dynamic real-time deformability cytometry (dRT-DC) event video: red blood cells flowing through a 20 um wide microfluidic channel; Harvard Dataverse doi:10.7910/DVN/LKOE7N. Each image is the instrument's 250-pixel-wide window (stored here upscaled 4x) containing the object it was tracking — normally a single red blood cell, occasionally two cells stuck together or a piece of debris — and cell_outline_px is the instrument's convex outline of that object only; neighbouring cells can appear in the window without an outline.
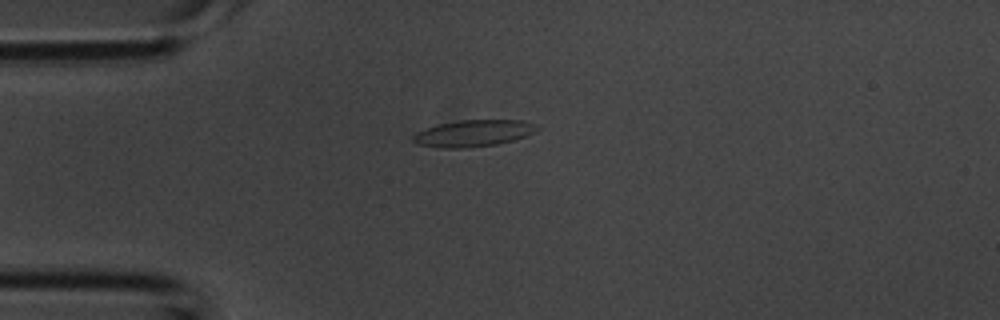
{"species": "common noctule bat (a hibernating species)", "species_latin": "Nyctalus noctula", "temperature_condition": "room temperature", "stored_images_in_passage": 2, "camera_frame_rate_fps": 3000, "um_per_image_px": 0.085, "animal": {"sex": "male", "body_mass_g": 20.1, "forearm_length_mm": 53.5}, "frame": {"image": 1, "passage_image": 1, "time_ms": 0.0, "image_size_px": [1000, 320], "cell_outline_px": [[540, 128], [528, 136], [496, 144], [464, 148], [440, 148], [420, 144], [412, 140], [412, 136], [416, 132], [424, 128], [440, 124], [460, 120], [524, 120]], "centroid_in_image_um": [40.23, 11.32], "position_along_channel_um": 44.8, "area_um2": 19.13}}
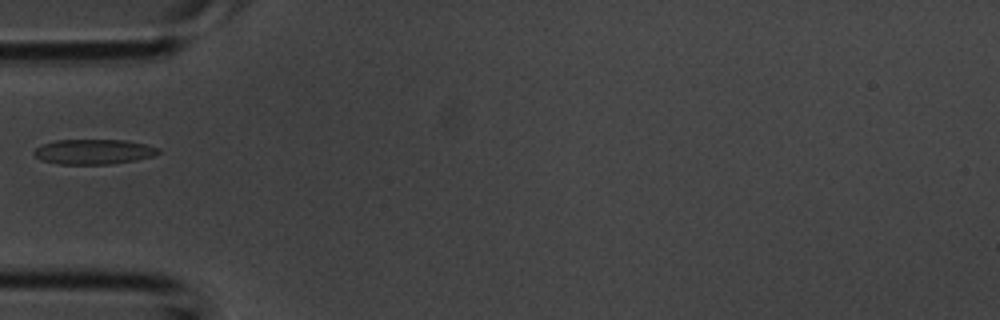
{"frame": {"image": 2, "passage_image": 2, "time_ms": 0.333, "image_size_px": [1000, 320], "cell_outline_px": [[160, 152], [156, 156], [136, 160], [112, 164], [56, 164], [40, 160], [32, 152], [36, 148], [44, 144], [56, 140], [124, 140], [144, 144], [160, 148]], "centroid_in_image_um": [7.98, 12.9], "position_along_channel_um": 77.0, "area_um2": 18.21}}